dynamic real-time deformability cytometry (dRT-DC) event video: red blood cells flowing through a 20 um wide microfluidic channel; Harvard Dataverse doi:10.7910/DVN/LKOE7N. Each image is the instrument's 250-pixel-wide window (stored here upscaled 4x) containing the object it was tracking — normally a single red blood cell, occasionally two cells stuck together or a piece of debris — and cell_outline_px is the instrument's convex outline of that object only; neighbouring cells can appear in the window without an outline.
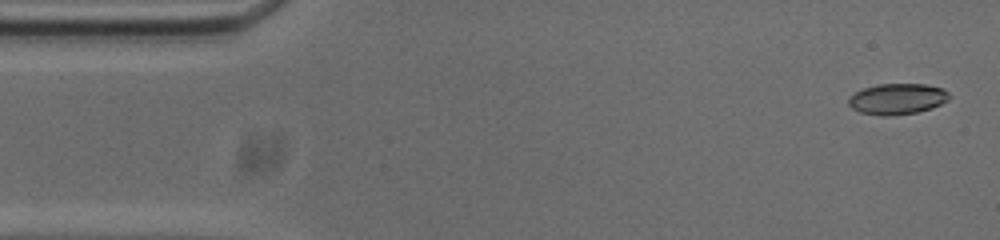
{"species": "common noctule bat (a hibernating species)", "species_latin": "Nyctalus noctula", "temperature_condition": "cold", "stored_images_in_passage": 53, "camera_frame_rate_fps": 3000, "um_per_image_px": 0.085, "animal": {"sex": "male", "body_mass_g": 20.0, "forearm_length_mm": 53.3}, "frame": {"image": 1, "passage_image": 2, "time_ms": 0.333, "image_size_px": [1000, 240], "cell_outline_px": [[952, 96], [948, 100], [932, 108], [916, 112], [888, 116], [884, 116], [860, 112], [852, 108], [848, 104], [848, 96], [864, 88], [876, 84], [924, 84], [940, 88], [948, 92]], "centroid_in_image_um": [76.25, 8.4], "position_along_channel_um": 8.7, "area_um2": 18.09}}
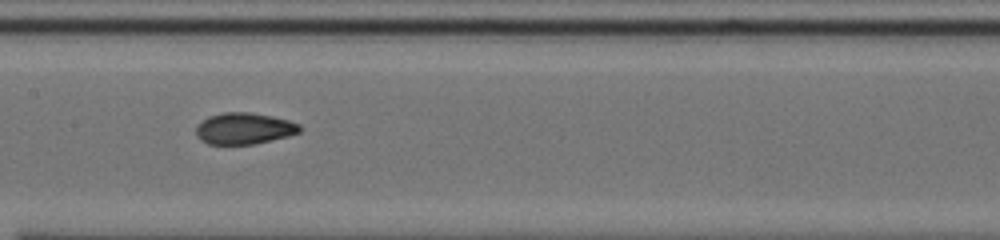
{"frame": {"image": 2, "passage_image": 25, "time_ms": 8.0, "image_size_px": [1000, 240], "cell_outline_px": [[304, 128], [300, 132], [288, 136], [252, 144], [208, 144], [200, 140], [196, 136], [196, 124], [208, 116], [224, 112], [252, 112], [272, 116], [288, 120], [300, 124]], "centroid_in_image_um": [20.74, 10.91], "position_along_channel_um": 186.7, "area_um2": 19.19}}
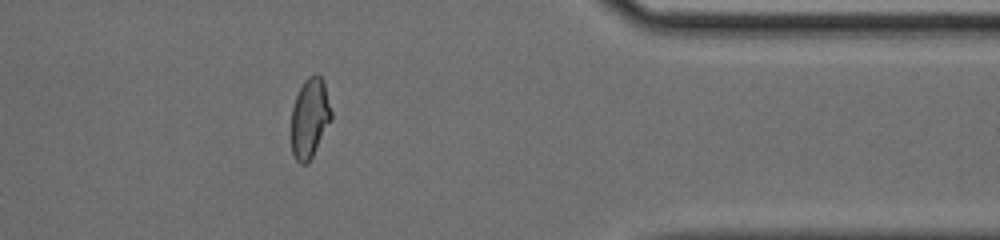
{"frame": {"image": 3, "passage_image": 43, "time_ms": 14.0, "image_size_px": [1000, 240], "cell_outline_px": [[332, 120], [308, 164], [300, 164], [296, 160], [292, 152], [292, 108], [296, 96], [304, 80], [308, 76], [316, 72], [324, 80], [332, 112]], "centroid_in_image_um": [26.35, 10.02], "position_along_channel_um": 385.1, "area_um2": 18.79}, "authors_computed_cell_mechanics": {"area_um2": 19.0162, "velocity_mm_per_s": 3.7221, "shape_relaxation_time_tau1_ms": null, "shape_relaxation_time_tau2_ms": 1.6122, "deformation_change_tau1": null, "deformation_change_tau2": 0.0554}}